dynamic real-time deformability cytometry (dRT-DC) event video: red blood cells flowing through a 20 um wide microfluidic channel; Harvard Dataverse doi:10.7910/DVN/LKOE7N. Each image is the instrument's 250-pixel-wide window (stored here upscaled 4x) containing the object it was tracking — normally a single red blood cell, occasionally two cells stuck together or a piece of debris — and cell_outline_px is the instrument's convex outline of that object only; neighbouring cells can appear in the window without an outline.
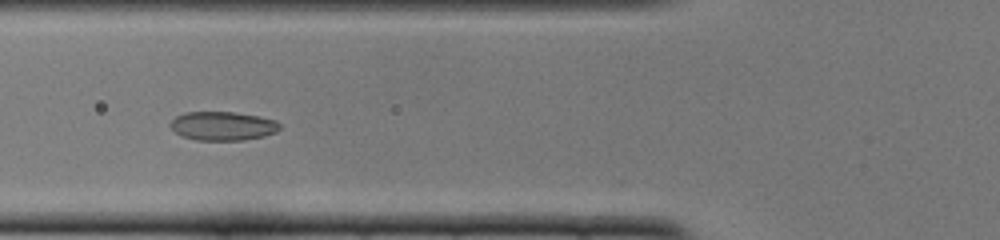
{"species": "common noctule bat (a hibernating species)", "species_latin": "Nyctalus noctula", "temperature_condition": "cold", "stored_images_in_passage": 53, "camera_frame_rate_fps": 3000, "um_per_image_px": 0.085, "animal": {"sex": "female", "body_mass_g": 22.0, "forearm_length_mm": 56.7}, "frame": {"image": 1, "passage_image": 20, "time_ms": 6.333, "image_size_px": [1000, 240], "cell_outline_px": [[280, 128], [276, 132], [264, 136], [244, 140], [196, 140], [180, 136], [168, 124], [176, 116], [184, 112], [232, 112], [260, 116], [276, 120], [280, 124]], "centroid_in_image_um": [18.93, 10.71], "position_along_channel_um": 106.9, "area_um2": 18.5}}
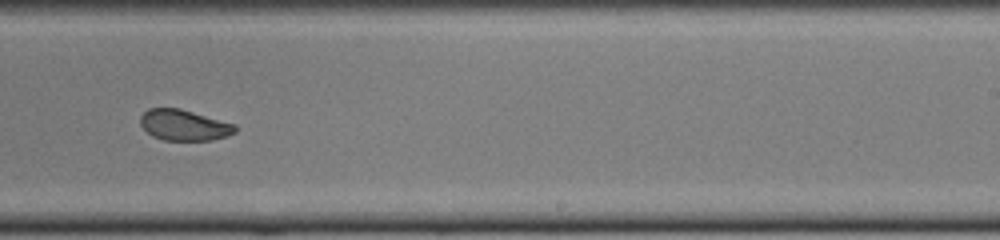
{"frame": {"image": 2, "passage_image": 33, "time_ms": 10.667, "image_size_px": [1000, 240], "cell_outline_px": [[236, 132], [228, 136], [212, 140], [164, 140], [152, 136], [140, 124], [140, 116], [148, 108], [180, 108], [236, 124]], "centroid_in_image_um": [15.66, 10.63], "position_along_channel_um": 273.3, "area_um2": 17.11}}
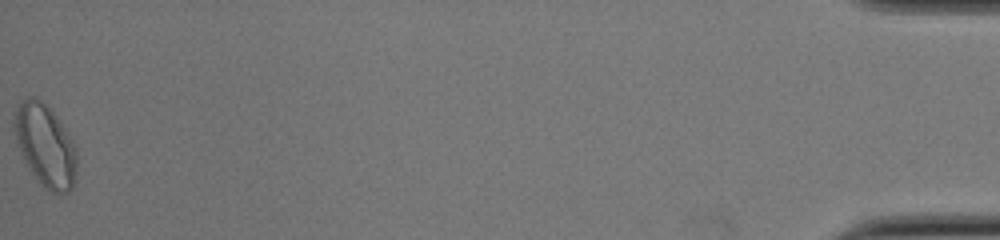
{"frame": {"image": 3, "passage_image": 53, "time_ms": 17.333, "image_size_px": [1000, 240], "cell_outline_px": [[76, 180], [72, 188], [68, 192], [56, 196], [44, 188], [32, 172], [16, 144], [12, 128], [12, 112], [28, 96], [36, 96], [56, 116], [72, 140], [76, 148]], "centroid_in_image_um": [3.83, 12.38], "position_along_channel_um": 431.4, "area_um2": 30.23}, "authors_computed_cell_mechanics": {"area_um2": 18.8428, "velocity_mm_per_s": 3.8522, "shape_relaxation_time_tau1_ms": null, "shape_relaxation_time_tau2_ms": 1.6764, "deformation_change_tau1": null, "deformation_change_tau2": 0.0529}}